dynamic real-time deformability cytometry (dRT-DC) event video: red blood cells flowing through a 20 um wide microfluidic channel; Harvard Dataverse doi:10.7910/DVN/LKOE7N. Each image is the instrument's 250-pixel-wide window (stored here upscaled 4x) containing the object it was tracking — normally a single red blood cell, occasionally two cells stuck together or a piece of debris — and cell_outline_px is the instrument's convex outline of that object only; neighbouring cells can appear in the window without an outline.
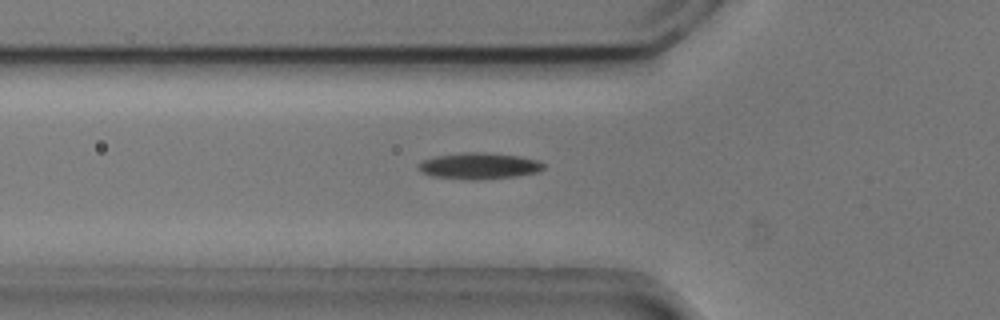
{"species": "common noctule bat (a hibernating species)", "species_latin": "Nyctalus noctula", "temperature_condition": "cold", "stored_images_in_passage": 55, "camera_frame_rate_fps": 3000, "um_per_image_px": 0.085, "animal": {"sex": "male", "body_mass_g": 20.5, "forearm_length_mm": 52.5}, "frame": {"image": 1, "passage_image": 19, "time_ms": 6.0, "image_size_px": [1000, 320], "cell_outline_px": [[544, 168], [540, 172], [516, 176], [432, 176], [420, 172], [416, 164], [424, 160], [436, 156], [464, 152], [484, 152], [520, 156], [540, 160], [544, 164]], "centroid_in_image_um": [40.77, 14.03], "position_along_channel_um": 85.0, "area_um2": 18.09}}
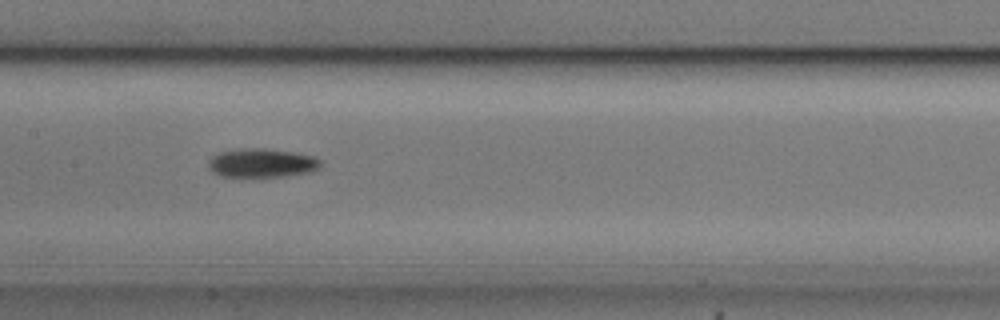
{"frame": {"image": 2, "passage_image": 27, "time_ms": 8.667, "image_size_px": [1000, 320], "cell_outline_px": [[320, 168], [312, 172], [260, 180], [220, 176], [212, 172], [208, 168], [208, 160], [212, 156], [220, 152], [240, 148], [264, 148], [292, 152], [312, 156], [320, 160]], "centroid_in_image_um": [22.21, 13.91], "position_along_channel_um": 185.2, "area_um2": 19.83}}
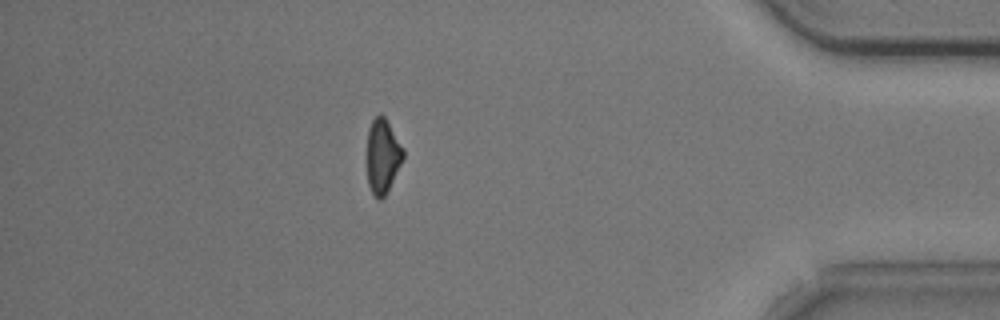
{"frame": {"image": 3, "passage_image": 48, "time_ms": 15.667, "image_size_px": [1000, 320], "cell_outline_px": [[404, 156], [384, 196], [380, 200], [372, 192], [368, 184], [368, 128], [372, 120], [380, 112], [384, 116], [404, 148]], "centroid_in_image_um": [32.52, 13.21], "position_along_channel_um": 402.7, "area_um2": 15.26}, "authors_computed_cell_mechanics": {"area_um2": 17.1666, "velocity_mm_per_s": 3.7092, "shape_relaxation_time_tau1_ms": 3.7328, "shape_relaxation_time_tau2_ms": null, "deformation_change_tau1": 0.137, "deformation_change_tau2": null}}